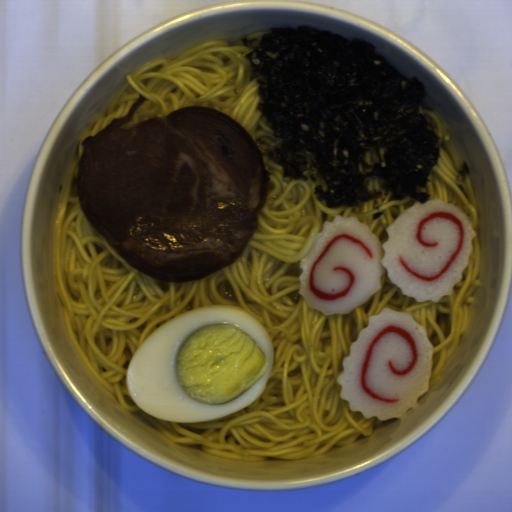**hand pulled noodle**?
<instances>
[{"mask_svg": "<svg viewBox=\"0 0 512 512\" xmlns=\"http://www.w3.org/2000/svg\"><path fill=\"white\" fill-rule=\"evenodd\" d=\"M267 30L241 36L231 45L227 39H212L181 51L171 61L155 59L143 64L116 90L107 104V116L78 141L59 206L53 237L56 288L63 303L66 329L90 373L113 393L129 413L145 418L174 444H198L212 456L240 461L299 460L324 455L332 447H345L360 435L371 436L382 424L377 416L365 418L351 411L340 397L343 386L337 378L344 372V357L351 344L385 307L410 312L424 327L433 348L432 374L428 386L441 380V372L456 350L468 319L472 294L480 286L478 205L471 177L461 161L449 132L438 115L418 105L426 127L439 139V156L425 187L429 200L440 199L459 206L471 221L476 236L472 253L452 294L438 302H416L393 284L387 269L380 289L348 314H324L306 306L298 293L302 273L299 263L314 245L325 222L336 216L357 217L383 244L386 229L414 198L389 200L381 178H366V190L381 196L357 206L329 208L318 201L314 188L328 190L321 173L304 171L308 179L284 180L283 165L267 153L281 147L270 122L257 110L265 103L257 80H250L253 67L246 54L255 50ZM146 100L131 122V128L150 117H163L180 108L202 105L237 121L257 143L266 168L272 172L268 196L256 213L259 225L241 255L229 266L205 278L168 283L148 277L128 265L83 215L77 193V171L83 152L81 142L102 131L115 117H123L138 99ZM238 306L255 316L270 335L274 364L266 389L247 407L214 421L179 423L152 417L134 402L126 385L129 362L157 328L192 309L208 305Z\"/></svg>", "mask_w": 512, "mask_h": 512, "instance_id": "hand-pulled-noodle-1", "label": "hand pulled noodle"}]
</instances>
